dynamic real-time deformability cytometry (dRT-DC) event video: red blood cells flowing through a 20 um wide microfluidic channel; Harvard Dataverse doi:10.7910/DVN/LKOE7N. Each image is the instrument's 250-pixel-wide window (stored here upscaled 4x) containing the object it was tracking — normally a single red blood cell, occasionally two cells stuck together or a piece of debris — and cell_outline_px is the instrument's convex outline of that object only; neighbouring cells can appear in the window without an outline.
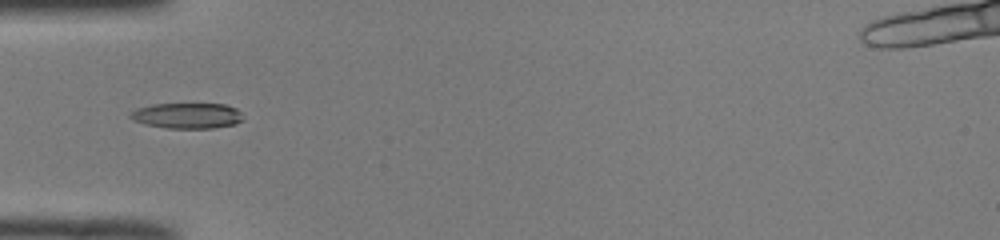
{"species": "common noctule bat (a hibernating species)", "species_latin": "Nyctalus noctula", "temperature_condition": "room temperature", "stored_images_in_passage": 36, "camera_frame_rate_fps": 3000, "um_per_image_px": 0.085, "animal": {"sex": "male", "body_mass_g": 19.0, "forearm_length_mm": 50.8}, "frame": {"image": 1, "passage_image": 2, "time_ms": 0.333, "image_size_px": [1000, 240], "cell_outline_px": [[244, 120], [236, 124], [212, 128], [164, 128], [144, 124], [132, 120], [128, 116], [136, 108], [152, 104], [224, 104], [236, 108], [240, 112]], "centroid_in_image_um": [15.9, 9.83], "position_along_channel_um": 69.1, "area_um2": 16.94}}
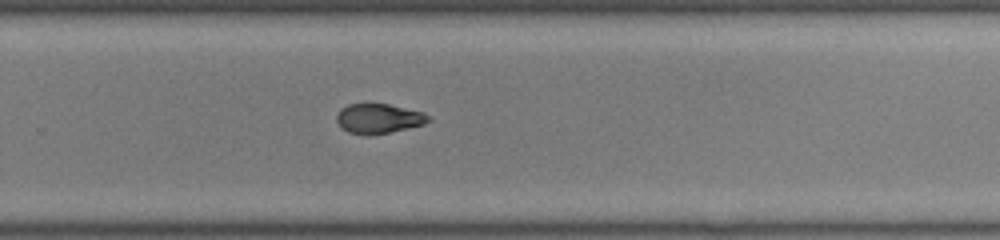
{"frame": {"image": 2, "passage_image": 19, "time_ms": 6.0, "image_size_px": [1000, 240], "cell_outline_px": [[432, 120], [424, 124], [408, 128], [388, 132], [348, 132], [336, 120], [336, 116], [340, 108], [348, 104], [388, 104], [424, 112], [432, 116]], "centroid_in_image_um": [32.25, 10.02], "position_along_channel_um": 297.5, "area_um2": 15.37}}
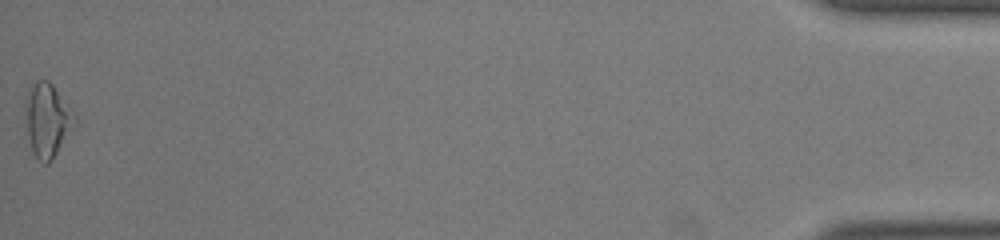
{"frame": {"image": 3, "passage_image": 36, "time_ms": 11.667, "image_size_px": [1000, 240], "cell_outline_px": [[76, 124], [52, 160], [48, 164], [44, 164], [32, 152], [28, 136], [28, 88], [36, 80], [48, 80], [52, 84], [76, 116]], "centroid_in_image_um": [4.07, 10.23], "position_along_channel_um": 431.1, "area_um2": 20.4}, "authors_computed_cell_mechanics": {"area_um2": 16.2418, "velocity_mm_per_s": 4.0443, "shape_relaxation_time_tau1_ms": 10.4011, "shape_relaxation_time_tau2_ms": 2.6348, "deformation_change_tau1": 0.2605, "deformation_change_tau2": 0.081}}